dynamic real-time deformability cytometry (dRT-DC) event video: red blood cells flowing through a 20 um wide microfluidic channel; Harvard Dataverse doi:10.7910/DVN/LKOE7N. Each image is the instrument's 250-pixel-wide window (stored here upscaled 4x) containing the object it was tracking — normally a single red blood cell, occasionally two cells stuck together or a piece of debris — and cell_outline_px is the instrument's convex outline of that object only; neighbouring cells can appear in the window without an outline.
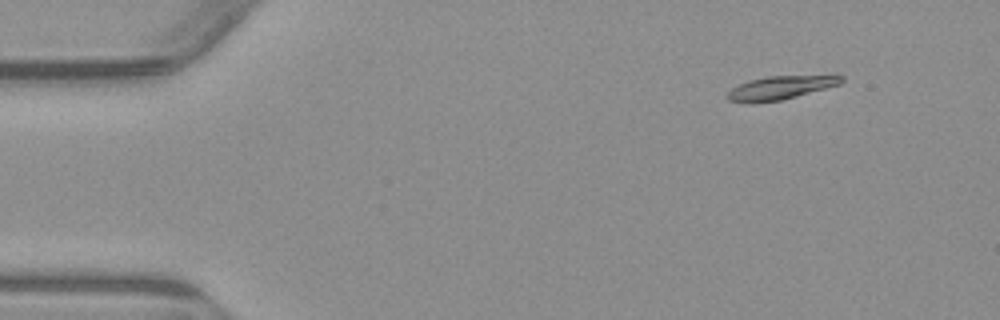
{"species": "common noctule bat (a hibernating species)", "species_latin": "Nyctalus noctula", "temperature_condition": "warm", "stored_images_in_passage": 5, "camera_frame_rate_fps": 3000, "um_per_image_px": 0.085, "animal": {"sex": "male", "body_mass_g": 23.1, "forearm_length_mm": 52.7}, "frame": {"image": 1, "passage_image": 2, "time_ms": 1.333, "image_size_px": [1000, 320], "cell_outline_px": [[844, 80], [840, 84], [796, 96], [780, 100], [744, 104], [728, 100], [724, 96], [732, 88], [748, 80], [768, 76], [844, 76]], "centroid_in_image_um": [66.24, 7.47], "position_along_channel_um": 18.8, "area_um2": 15.43}}
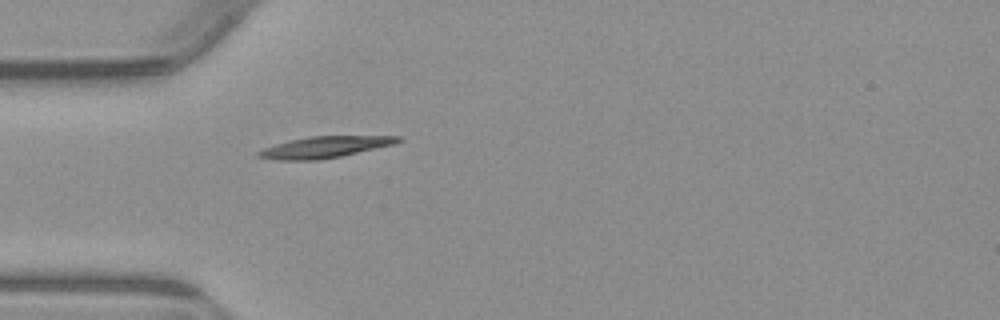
{"frame": {"image": 2, "passage_image": 5, "time_ms": 4.667, "image_size_px": [1000, 320], "cell_outline_px": [[404, 140], [392, 144], [340, 156], [320, 160], [276, 160], [256, 156], [256, 152], [264, 148], [276, 144], [308, 136], [400, 136]], "centroid_in_image_um": [27.56, 12.5], "position_along_channel_um": 57.4, "area_um2": 17.11}}